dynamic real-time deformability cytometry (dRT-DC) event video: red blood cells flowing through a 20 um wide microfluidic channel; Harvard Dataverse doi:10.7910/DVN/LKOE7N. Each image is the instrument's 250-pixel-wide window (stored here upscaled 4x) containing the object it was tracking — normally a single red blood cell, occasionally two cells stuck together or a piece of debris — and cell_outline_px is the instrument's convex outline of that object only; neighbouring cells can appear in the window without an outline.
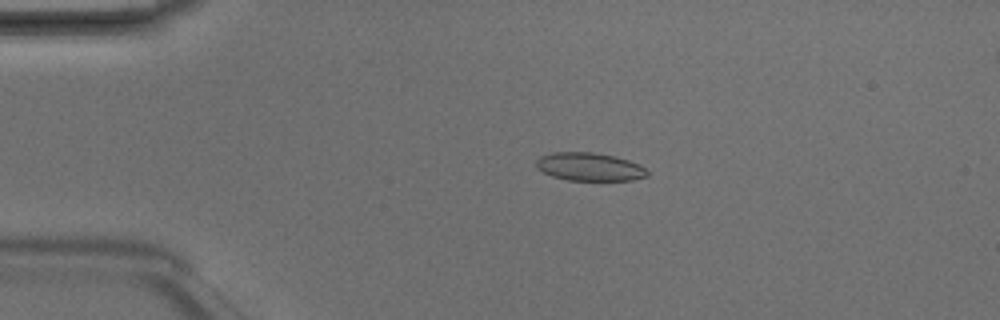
{"species": "Egyptian fruit bat (a non-hibernating species)", "species_latin": "Rousettus aegyptiacus", "temperature_condition": "room temperature", "stored_images_in_passage": 5, "camera_frame_rate_fps": 3000, "um_per_image_px": 0.085, "animal": {"sex": "male"}, "frame": {"image": 1, "passage_image": 3, "time_ms": 0.667, "image_size_px": [1000, 320], "cell_outline_px": [[648, 176], [632, 180], [568, 180], [552, 176], [536, 168], [536, 160], [540, 156], [552, 152], [592, 152], [612, 156], [628, 160], [640, 164], [648, 172]], "centroid_in_image_um": [50.09, 14.17], "position_along_channel_um": 34.9, "area_um2": 18.15}}